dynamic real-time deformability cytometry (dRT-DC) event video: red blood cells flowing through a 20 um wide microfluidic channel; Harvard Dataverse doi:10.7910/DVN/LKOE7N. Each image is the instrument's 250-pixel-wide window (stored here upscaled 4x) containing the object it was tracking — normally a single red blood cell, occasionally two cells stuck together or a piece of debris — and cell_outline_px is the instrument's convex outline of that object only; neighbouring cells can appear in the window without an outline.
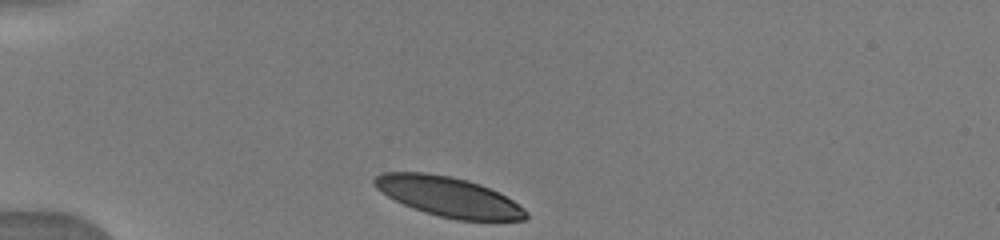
{"species": "human", "species_latin": "Homo sapiens", "temperature_condition": "warm", "stored_images_in_passage": 21, "camera_frame_rate_fps": 3000, "um_per_image_px": 0.085, "donor": {"sex": "male"}, "frame": {"image": 1, "passage_image": 1, "time_ms": 0.0, "image_size_px": [1000, 240], "cell_outline_px": [[528, 216], [524, 220], [456, 220], [424, 212], [404, 204], [388, 196], [376, 188], [372, 184], [372, 180], [376, 176], [384, 172], [428, 172], [452, 176], [468, 180], [480, 184], [512, 200], [524, 208], [528, 212]], "centroid_in_image_um": [38.1, 16.71], "position_along_channel_um": 46.9, "area_um2": 34.97}}
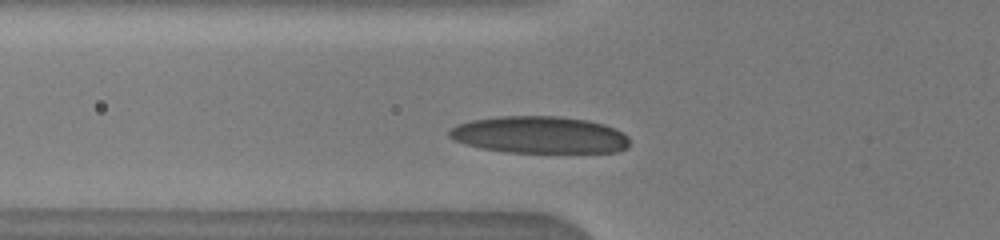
{"frame": {"image": 2, "passage_image": 9, "time_ms": 1.667, "image_size_px": [1000, 240], "cell_outline_px": [[628, 148], [616, 152], [508, 152], [480, 148], [464, 144], [452, 140], [448, 136], [448, 132], [456, 124], [472, 120], [496, 116], [560, 116], [588, 120], [604, 124], [616, 128], [624, 132], [628, 136]], "centroid_in_image_um": [45.85, 11.46], "position_along_channel_um": 79.9, "area_um2": 39.25}}
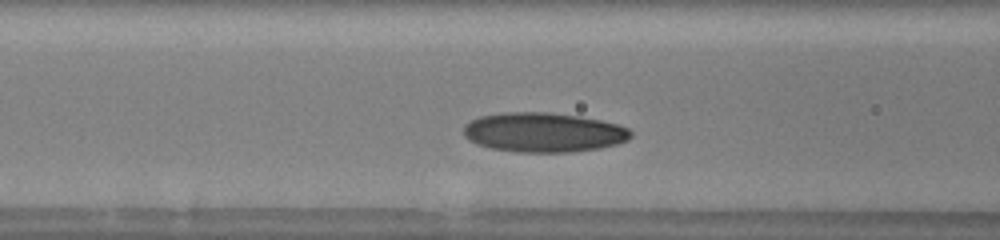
{"frame": {"image": 3, "passage_image": 15, "time_ms": 2.667, "image_size_px": [1000, 240], "cell_outline_px": [[632, 136], [628, 140], [616, 144], [600, 148], [572, 152], [516, 152], [492, 148], [476, 144], [468, 140], [464, 136], [464, 124], [480, 116], [504, 112], [548, 112], [580, 116], [620, 124], [628, 128], [632, 132]], "centroid_in_image_um": [46.21, 11.25], "position_along_channel_um": 120.4, "area_um2": 38.78}}